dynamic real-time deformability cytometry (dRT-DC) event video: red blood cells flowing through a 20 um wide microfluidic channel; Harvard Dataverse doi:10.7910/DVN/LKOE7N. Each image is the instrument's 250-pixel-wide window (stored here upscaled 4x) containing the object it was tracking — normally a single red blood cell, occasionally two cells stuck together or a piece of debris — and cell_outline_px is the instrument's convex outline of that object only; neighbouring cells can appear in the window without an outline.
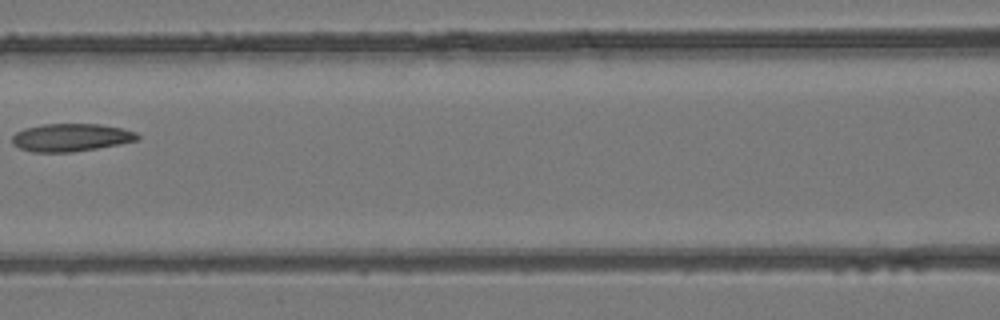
{"species": "common noctule bat (a hibernating species)", "species_latin": "Nyctalus noctula", "temperature_condition": "room temperature", "stored_images_in_passage": 5, "camera_frame_rate_fps": 3000, "um_per_image_px": 0.085, "animal": {"sex": "female", "body_mass_g": 24.6, "forearm_length_mm": 56.2}, "frame": {"image": 1, "passage_image": 5, "time_ms": 5.333, "image_size_px": [1000, 320], "cell_outline_px": [[140, 140], [120, 144], [72, 152], [32, 152], [20, 148], [12, 144], [12, 136], [16, 132], [24, 128], [44, 124], [100, 124], [124, 128], [136, 132], [140, 136]], "centroid_in_image_um": [6.06, 11.68], "position_along_channel_um": 160.5, "area_um2": 20.46}}